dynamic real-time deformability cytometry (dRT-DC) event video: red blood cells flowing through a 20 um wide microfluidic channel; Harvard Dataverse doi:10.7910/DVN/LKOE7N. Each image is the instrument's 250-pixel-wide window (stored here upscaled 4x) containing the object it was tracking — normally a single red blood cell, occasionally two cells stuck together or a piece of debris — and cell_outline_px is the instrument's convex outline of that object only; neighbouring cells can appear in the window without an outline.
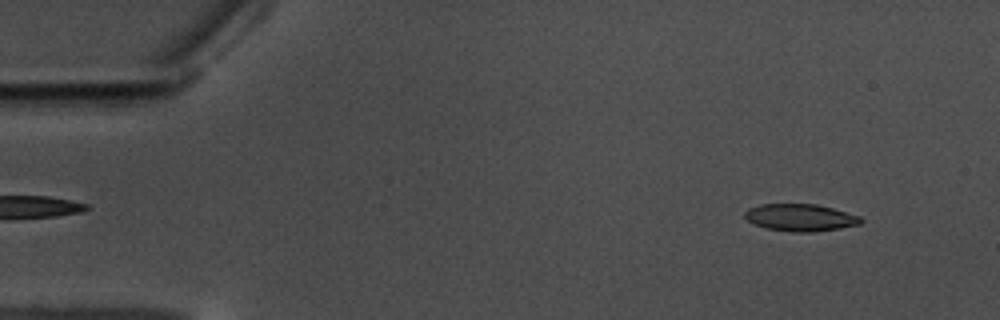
{"species": "common noctule bat (a hibernating species)", "species_latin": "Nyctalus noctula", "temperature_condition": "warm", "stored_images_in_passage": 15, "camera_frame_rate_fps": 3000, "um_per_image_px": 0.085, "animal": {"sex": "male", "body_mass_g": 17.5, "forearm_length_mm": 52.3}, "frame": {"image": 1, "passage_image": 4, "time_ms": 1.0, "image_size_px": [1000, 320], "cell_outline_px": [[864, 220], [860, 224], [840, 228], [812, 232], [792, 232], [768, 228], [756, 224], [748, 220], [744, 216], [744, 212], [748, 208], [760, 204], [816, 204], [832, 208], [860, 216]], "centroid_in_image_um": [68.04, 18.48], "position_along_channel_um": 17.0, "area_um2": 18.26}}